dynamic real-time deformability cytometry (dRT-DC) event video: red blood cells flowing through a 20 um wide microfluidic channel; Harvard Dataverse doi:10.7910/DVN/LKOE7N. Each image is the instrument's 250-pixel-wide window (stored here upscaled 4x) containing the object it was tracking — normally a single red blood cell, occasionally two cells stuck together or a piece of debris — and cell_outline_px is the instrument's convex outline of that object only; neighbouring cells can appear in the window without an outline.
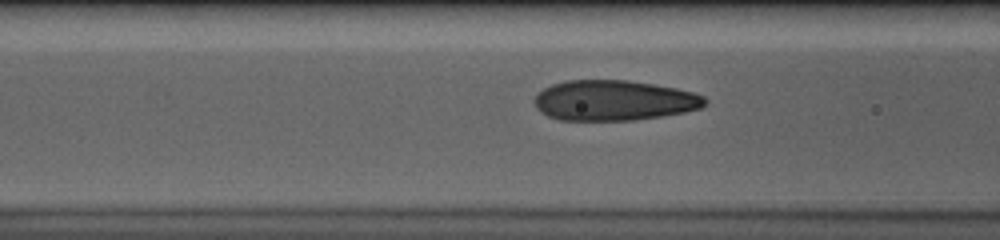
{"species": "human", "species_latin": "Homo sapiens", "temperature_condition": "cold", "stored_images_in_passage": 21, "camera_frame_rate_fps": 3000, "um_per_image_px": 0.085, "donor": {"sex": "male"}, "frame": {"image": 1, "passage_image": 18, "time_ms": 5.667, "image_size_px": [1000, 240], "cell_outline_px": [[708, 104], [700, 108], [684, 112], [636, 120], [560, 120], [548, 116], [540, 112], [536, 108], [536, 96], [544, 88], [552, 84], [564, 80], [628, 80], [676, 88], [692, 92], [704, 96], [708, 100]], "centroid_in_image_um": [52.2, 8.53], "position_along_channel_um": 114.4, "area_um2": 40.06}}